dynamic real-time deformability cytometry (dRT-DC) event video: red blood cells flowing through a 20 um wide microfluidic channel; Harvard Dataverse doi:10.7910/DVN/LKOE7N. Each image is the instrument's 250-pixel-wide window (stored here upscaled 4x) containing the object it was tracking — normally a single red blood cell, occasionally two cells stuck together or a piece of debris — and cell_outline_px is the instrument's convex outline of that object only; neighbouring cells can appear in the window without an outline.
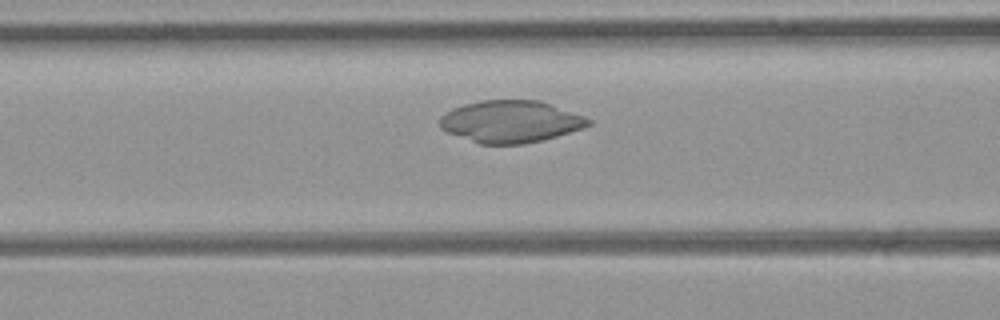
{"species": "common noctule bat (a hibernating species)", "species_latin": "Nyctalus noctula", "temperature_condition": "room temperature", "stored_images_in_passage": 33, "camera_frame_rate_fps": 3000, "um_per_image_px": 0.085, "animal": {"sex": "female", "body_mass_g": 21.9}, "frame": {"image": 1, "passage_image": 9, "time_ms": 2.667, "image_size_px": [1000, 320], "cell_outline_px": [[592, 124], [584, 128], [556, 136], [524, 144], [480, 144], [448, 132], [440, 128], [440, 116], [444, 112], [452, 108], [464, 104], [480, 100], [540, 100], [584, 116], [592, 120]], "centroid_in_image_um": [43.4, 10.32], "position_along_channel_um": 123.2, "area_um2": 36.41}}
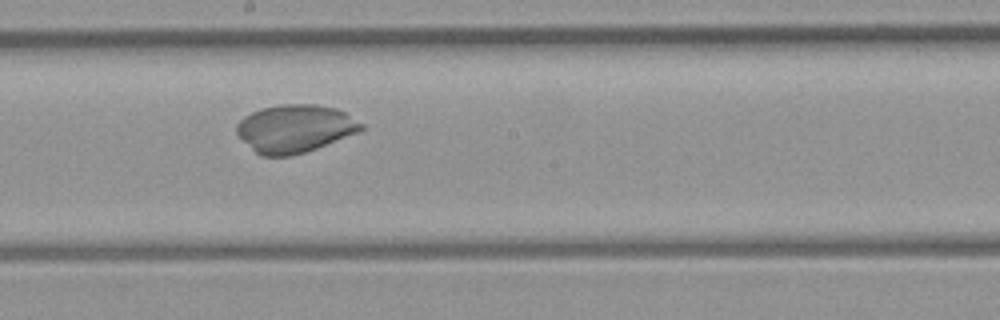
{"frame": {"image": 2, "passage_image": 16, "time_ms": 5.0, "image_size_px": [1000, 320], "cell_outline_px": [[364, 128], [356, 132], [316, 148], [304, 152], [288, 156], [260, 156], [236, 132], [236, 124], [244, 116], [260, 108], [280, 104], [316, 104], [336, 108], [344, 112], [364, 124]], "centroid_in_image_um": [25.04, 10.91], "position_along_channel_um": 223.2, "area_um2": 34.33}}
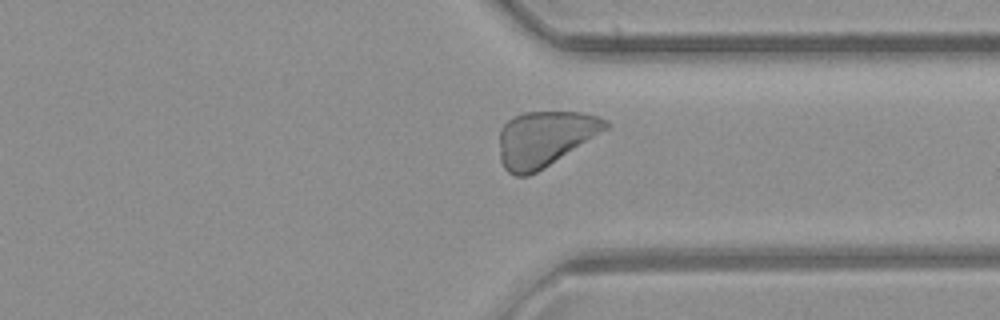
{"frame": {"image": 3, "passage_image": 26, "time_ms": 8.333, "image_size_px": [1000, 320], "cell_outline_px": [[612, 124], [608, 128], [544, 168], [528, 176], [516, 176], [508, 172], [504, 168], [500, 160], [500, 128], [512, 116], [524, 112], [580, 112], [600, 116], [608, 120]], "centroid_in_image_um": [46.3, 11.77], "position_along_channel_um": 365.1, "area_um2": 34.33}}